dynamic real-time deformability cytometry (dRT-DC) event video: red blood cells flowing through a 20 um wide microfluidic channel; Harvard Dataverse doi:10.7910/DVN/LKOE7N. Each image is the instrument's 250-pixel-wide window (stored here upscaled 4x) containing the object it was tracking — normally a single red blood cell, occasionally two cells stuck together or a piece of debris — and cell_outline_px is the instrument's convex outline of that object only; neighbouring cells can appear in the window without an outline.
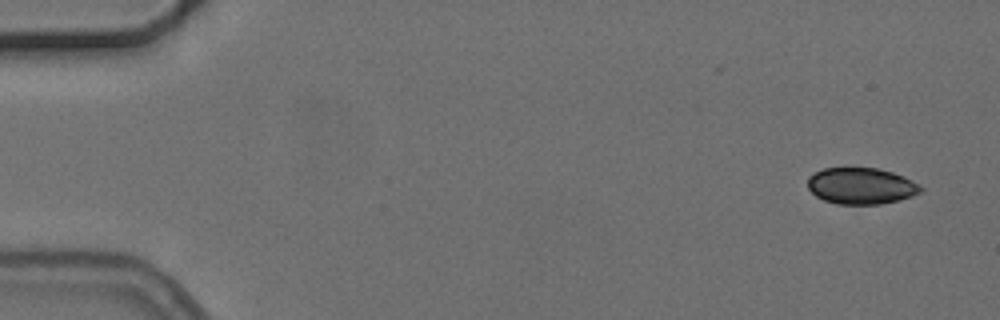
{"species": "common noctule bat (a hibernating species)", "species_latin": "Nyctalus noctula", "temperature_condition": "cold", "stored_images_in_passage": 5, "camera_frame_rate_fps": 3000, "um_per_image_px": 0.085, "animal": {"sex": "female", "body_mass_g": 24.6, "forearm_length_mm": 56.2}, "frame": {"image": 1, "passage_image": 1, "time_ms": 0.0, "image_size_px": [1000, 320], "cell_outline_px": [[924, 192], [900, 200], [880, 204], [836, 204], [824, 200], [816, 196], [808, 188], [808, 176], [824, 168], [880, 168], [904, 176], [912, 180], [924, 188]], "centroid_in_image_um": [73.23, 15.81], "position_along_channel_um": 11.8, "area_um2": 24.16}}